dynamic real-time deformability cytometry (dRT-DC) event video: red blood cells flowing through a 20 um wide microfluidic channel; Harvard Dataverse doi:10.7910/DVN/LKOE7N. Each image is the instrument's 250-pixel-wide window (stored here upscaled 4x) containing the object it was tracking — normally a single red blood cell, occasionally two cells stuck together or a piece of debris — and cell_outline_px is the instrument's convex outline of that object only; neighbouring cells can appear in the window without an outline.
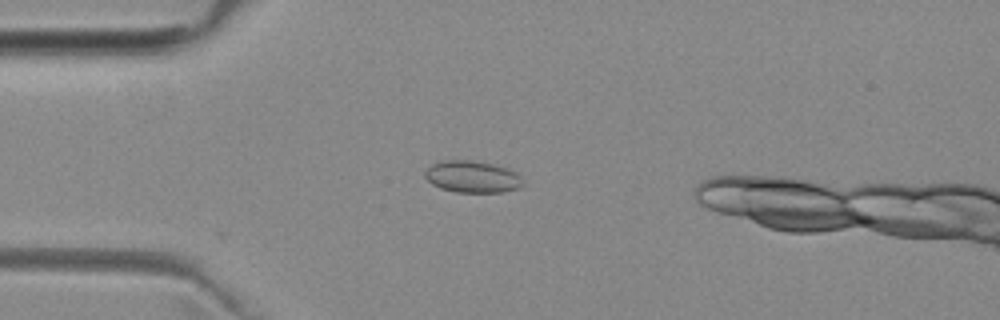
{"species": "common noctule bat (a hibernating species)", "species_latin": "Nyctalus noctula", "temperature_condition": "room temperature", "stored_images_in_passage": 4, "camera_frame_rate_fps": 3000, "um_per_image_px": 0.085, "animal": {"sex": "female", "body_mass_g": 29.2, "forearm_length_mm": 56.3}, "frame": {"image": 1, "passage_image": 4, "time_ms": 3.333, "image_size_px": [1000, 320], "cell_outline_px": [[524, 184], [520, 188], [504, 192], [456, 192], [440, 188], [432, 184], [424, 176], [424, 172], [432, 164], [444, 160], [472, 160], [492, 164], [516, 172], [520, 176]], "centroid_in_image_um": [40.15, 15.03], "position_along_channel_um": 44.9, "area_um2": 18.15}}